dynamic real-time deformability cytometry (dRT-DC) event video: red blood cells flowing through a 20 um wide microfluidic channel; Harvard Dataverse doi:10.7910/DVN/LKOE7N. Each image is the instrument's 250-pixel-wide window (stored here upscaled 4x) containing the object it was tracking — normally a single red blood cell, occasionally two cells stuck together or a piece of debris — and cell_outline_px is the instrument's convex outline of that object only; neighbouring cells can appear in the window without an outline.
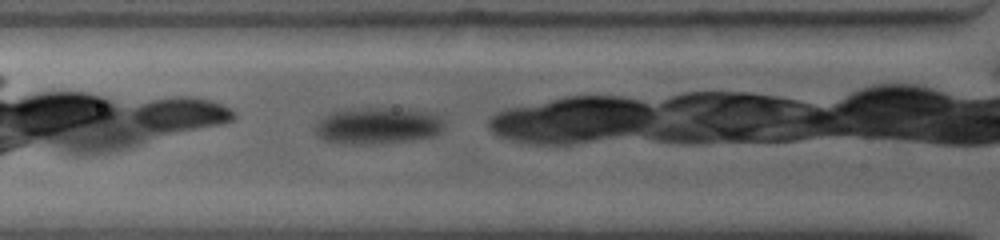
{"species": "common noctule bat (a hibernating species)", "species_latin": "Nyctalus noctula", "temperature_condition": "warm", "stored_images_in_passage": 4, "camera_frame_rate_fps": 4500, "um_per_image_px": 0.085, "animal": {"sex": "female", "body_mass_g": 19.0, "forearm_length_mm": 53.3}, "frame": {"image": 1, "passage_image": 2, "time_ms": 0.444, "image_size_px": [1000, 240], "cell_outline_px": [[444, 128], [440, 132], [432, 136], [412, 140], [372, 144], [344, 144], [324, 140], [316, 136], [312, 128], [328, 112], [352, 108], [408, 108], [432, 112], [440, 116], [444, 124]], "centroid_in_image_um": [32.08, 10.67], "position_along_channel_um": 93.7, "area_um2": 28.15}}